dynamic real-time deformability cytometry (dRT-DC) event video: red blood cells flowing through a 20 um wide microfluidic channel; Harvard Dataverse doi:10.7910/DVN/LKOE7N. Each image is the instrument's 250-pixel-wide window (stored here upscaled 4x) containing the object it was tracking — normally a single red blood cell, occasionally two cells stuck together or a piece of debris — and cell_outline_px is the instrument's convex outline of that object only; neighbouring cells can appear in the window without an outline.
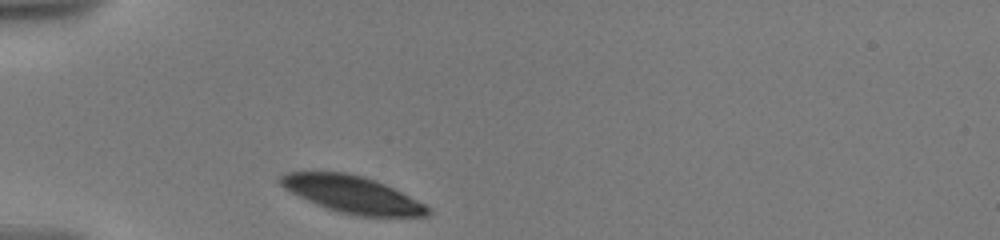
{"species": "human", "species_latin": "Homo sapiens", "temperature_condition": "warm", "stored_images_in_passage": 57, "camera_frame_rate_fps": 3000, "um_per_image_px": 0.085, "donor": {"sex": "male"}, "frame": {"image": 1, "passage_image": 1, "time_ms": 0.0, "image_size_px": [1000, 240], "cell_outline_px": [[432, 212], [428, 216], [352, 216], [336, 212], [316, 204], [284, 188], [280, 184], [280, 176], [284, 172], [344, 172], [364, 176], [376, 180], [432, 208]], "centroid_in_image_um": [29.95, 16.53], "position_along_channel_um": 55.0, "area_um2": 31.62}}
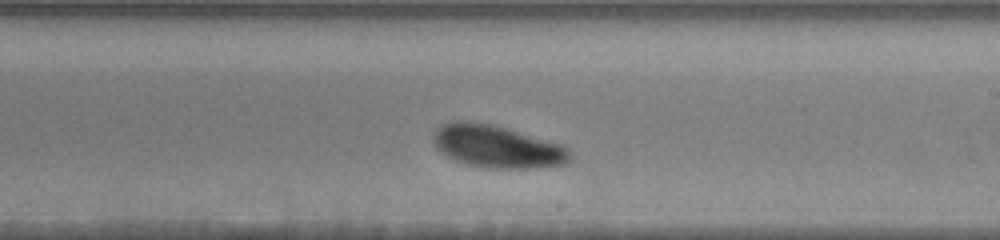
{"frame": {"image": 2, "passage_image": 31, "time_ms": 6.0, "image_size_px": [1000, 240], "cell_outline_px": [[572, 160], [564, 164], [528, 168], [488, 168], [468, 164], [456, 160], [440, 152], [436, 148], [432, 140], [432, 136], [436, 128], [444, 124], [456, 120], [472, 120], [492, 124], [560, 144], [568, 148], [572, 152]], "centroid_in_image_um": [42.23, 12.44], "position_along_channel_um": 246.8, "area_um2": 33.87}}
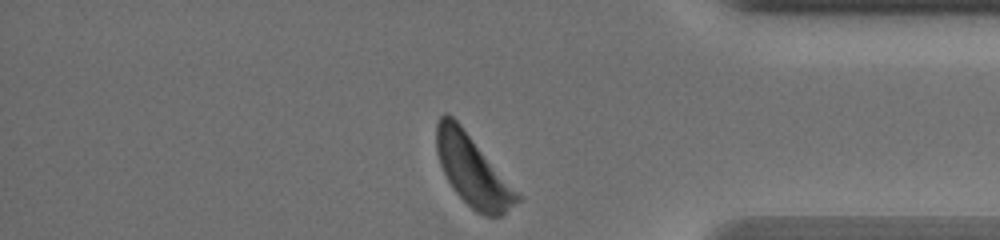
{"frame": {"image": 3, "passage_image": 56, "time_ms": 10.667, "image_size_px": [1000, 240], "cell_outline_px": [[520, 200], [500, 216], [484, 216], [476, 212], [456, 192], [448, 180], [440, 164], [436, 152], [436, 124], [440, 116], [444, 112], [448, 112], [460, 124], [520, 196]], "centroid_in_image_um": [40.12, 14.47], "position_along_channel_um": 395.1, "area_um2": 32.25}, "authors_computed_cell_mechanics": {"area_um2": 33.8708, "velocity_mm_per_s": 3.4842, "shape_relaxation_time_tau1_ms": 1.6411, "shape_relaxation_time_tau2_ms": null, "deformation_change_tau1": 0.108, "deformation_change_tau2": null}}